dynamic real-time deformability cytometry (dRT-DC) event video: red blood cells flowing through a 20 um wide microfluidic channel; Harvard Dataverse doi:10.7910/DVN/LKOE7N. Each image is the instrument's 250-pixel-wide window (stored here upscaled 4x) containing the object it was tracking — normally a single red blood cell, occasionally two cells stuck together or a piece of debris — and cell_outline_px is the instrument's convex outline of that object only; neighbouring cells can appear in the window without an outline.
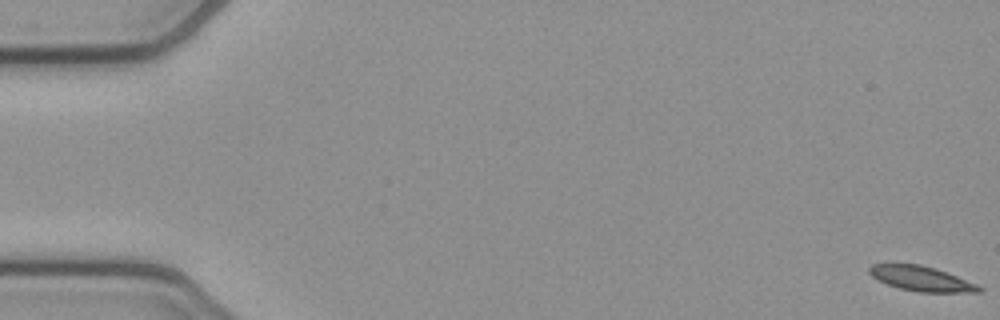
{"species": "common noctule bat (a hibernating species)", "species_latin": "Nyctalus noctula", "temperature_condition": "cold", "stored_images_in_passage": 55, "camera_frame_rate_fps": 3000, "um_per_image_px": 0.085, "animal": {"sex": "female", "body_mass_g": 21.9}, "frame": {"image": 1, "passage_image": 1, "time_ms": 0.0, "image_size_px": [1000, 320], "cell_outline_px": [[984, 288], [980, 292], [916, 292], [900, 288], [888, 284], [872, 276], [868, 272], [868, 268], [872, 264], [892, 260], [896, 260], [920, 264], [936, 268], [980, 284]], "centroid_in_image_um": [78.28, 23.62], "position_along_channel_um": 6.7, "area_um2": 16.76}}
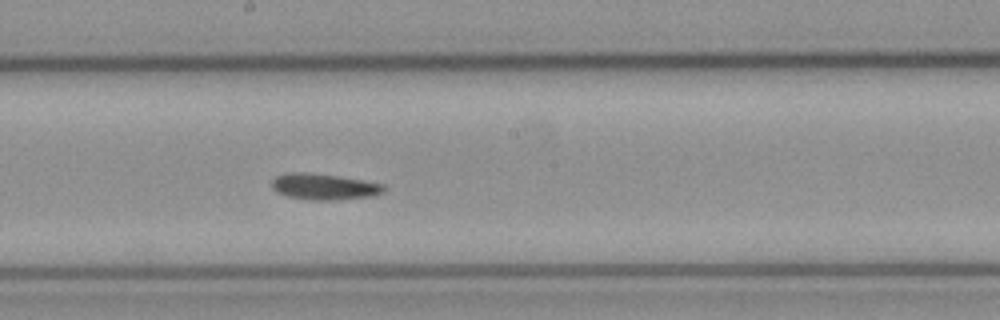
{"frame": {"image": 2, "passage_image": 30, "time_ms": 9.667, "image_size_px": [1000, 320], "cell_outline_px": [[384, 192], [372, 196], [336, 200], [312, 200], [288, 196], [276, 192], [272, 188], [272, 180], [276, 176], [292, 172], [304, 172], [340, 176], [384, 184]], "centroid_in_image_um": [27.54, 15.87], "position_along_channel_um": 220.7, "area_um2": 16.99}}
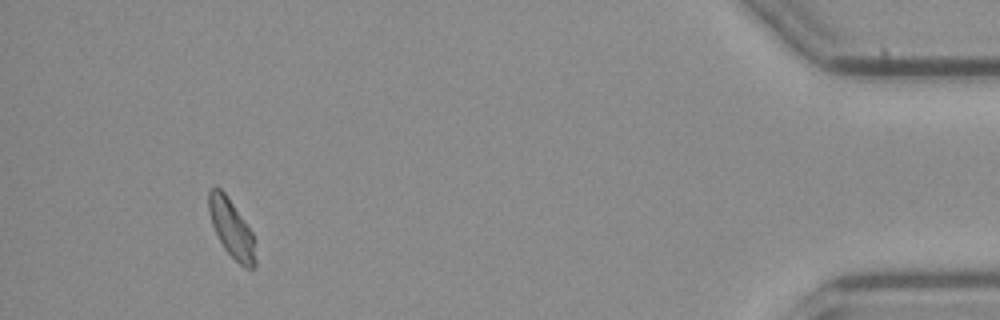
{"frame": {"image": 3, "passage_image": 51, "time_ms": 16.667, "image_size_px": [1000, 320], "cell_outline_px": [[256, 264], [252, 268], [244, 268], [224, 248], [212, 224], [208, 212], [208, 192], [212, 188], [220, 188], [224, 192], [252, 232], [256, 240]], "centroid_in_image_um": [19.7, 19.45], "position_along_channel_um": 415.5, "area_um2": 15.66}, "authors_computed_cell_mechanics": {"area_um2": 16.7042, "velocity_mm_per_s": 3.8042, "shape_relaxation_time_tau1_ms": 4.9066, "shape_relaxation_time_tau2_ms": 6.305, "deformation_change_tau1": 0.1248, "deformation_change_tau2": 0.114}}